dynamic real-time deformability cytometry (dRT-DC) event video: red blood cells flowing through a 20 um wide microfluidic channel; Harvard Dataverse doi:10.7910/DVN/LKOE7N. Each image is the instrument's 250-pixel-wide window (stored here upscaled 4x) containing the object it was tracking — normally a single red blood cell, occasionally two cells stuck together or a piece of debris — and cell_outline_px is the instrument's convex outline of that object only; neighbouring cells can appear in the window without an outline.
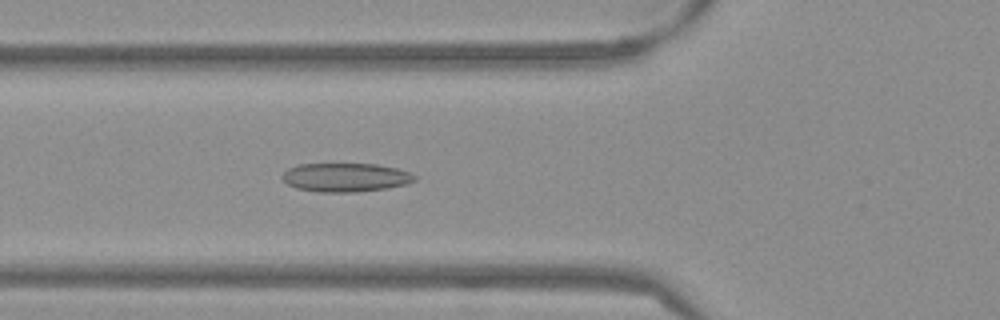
{"species": "Egyptian fruit bat (a non-hibernating species)", "species_latin": "Rousettus aegyptiacus", "temperature_condition": "warm", "stored_images_in_passage": 53, "camera_frame_rate_fps": 3000, "um_per_image_px": 0.085, "frame": {"image": 1, "passage_image": 19, "time_ms": 6.0, "image_size_px": [1000, 320], "cell_outline_px": [[416, 180], [408, 184], [388, 188], [352, 192], [320, 192], [296, 188], [288, 184], [280, 176], [288, 168], [300, 164], [376, 164], [396, 168], [408, 172], [416, 176]], "centroid_in_image_um": [29.37, 15.08], "position_along_channel_um": 96.4, "area_um2": 22.14}}
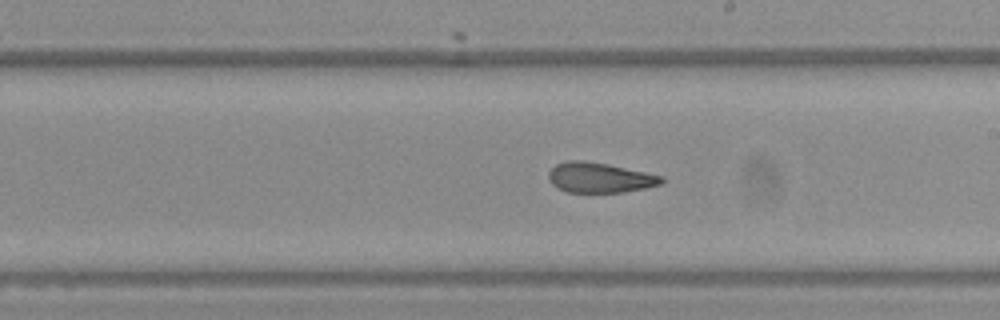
{"frame": {"image": 2, "passage_image": 30, "time_ms": 9.667, "image_size_px": [1000, 320], "cell_outline_px": [[664, 184], [624, 192], [564, 192], [556, 188], [552, 184], [548, 176], [548, 172], [556, 164], [568, 160], [584, 160], [608, 164], [664, 176]], "centroid_in_image_um": [50.97, 15.1], "position_along_channel_um": 238.0, "area_um2": 20.0}}
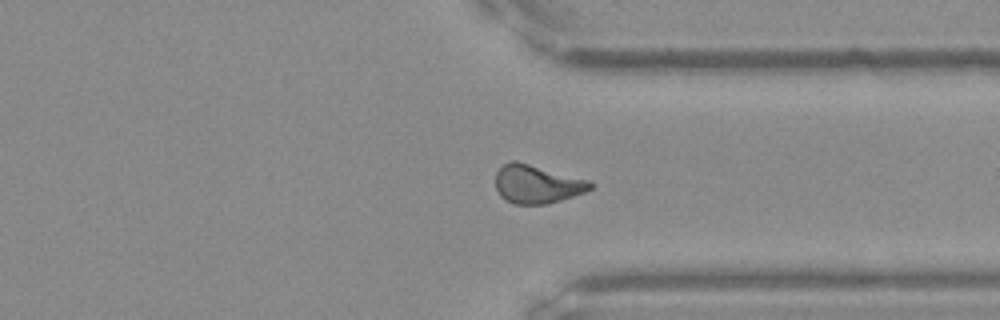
{"frame": {"image": 3, "passage_image": 40, "time_ms": 13.0, "image_size_px": [1000, 320], "cell_outline_px": [[596, 184], [592, 188], [584, 192], [548, 204], [516, 204], [504, 200], [500, 196], [496, 188], [496, 172], [504, 164], [512, 160], [516, 160], [588, 180]], "centroid_in_image_um": [45.63, 15.65], "position_along_channel_um": 365.8, "area_um2": 21.15}, "authors_computed_cell_mechanics": {"area_um2": 21.1548, "velocity_mm_per_s": 3.8423, "shape_relaxation_time_tau1_ms": null, "shape_relaxation_time_tau2_ms": 1.9512, "deformation_change_tau1": null, "deformation_change_tau2": 0.0852}}